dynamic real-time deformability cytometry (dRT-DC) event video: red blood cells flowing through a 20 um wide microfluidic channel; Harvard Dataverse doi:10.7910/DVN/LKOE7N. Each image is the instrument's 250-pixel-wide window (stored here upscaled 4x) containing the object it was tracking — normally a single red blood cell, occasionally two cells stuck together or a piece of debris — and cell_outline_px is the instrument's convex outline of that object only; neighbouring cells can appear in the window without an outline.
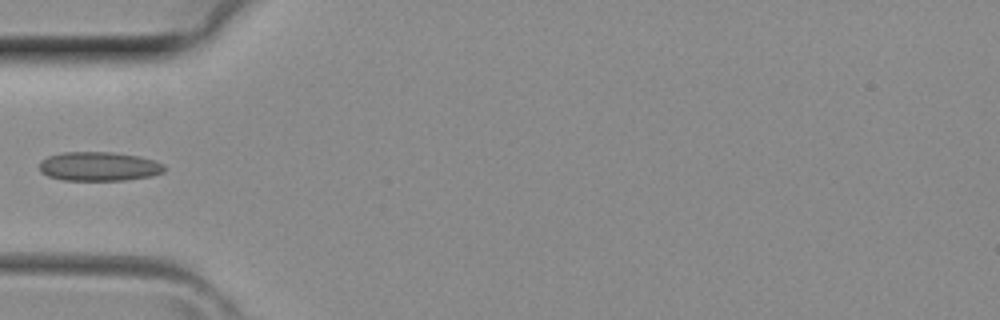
{"species": "common noctule bat (a hibernating species)", "species_latin": "Nyctalus noctula", "temperature_condition": "room temperature", "stored_images_in_passage": 4, "camera_frame_rate_fps": 3000, "um_per_image_px": 0.085, "animal": {"sex": "female", "body_mass_g": 29.2, "forearm_length_mm": 56.3}, "frame": {"image": 1, "passage_image": 4, "time_ms": 1.0, "image_size_px": [1000, 320], "cell_outline_px": [[164, 172], [152, 176], [124, 180], [64, 180], [48, 176], [40, 172], [40, 160], [48, 156], [64, 152], [112, 152], [140, 156], [164, 164]], "centroid_in_image_um": [8.4, 14.14], "position_along_channel_um": 76.6, "area_um2": 21.21}}